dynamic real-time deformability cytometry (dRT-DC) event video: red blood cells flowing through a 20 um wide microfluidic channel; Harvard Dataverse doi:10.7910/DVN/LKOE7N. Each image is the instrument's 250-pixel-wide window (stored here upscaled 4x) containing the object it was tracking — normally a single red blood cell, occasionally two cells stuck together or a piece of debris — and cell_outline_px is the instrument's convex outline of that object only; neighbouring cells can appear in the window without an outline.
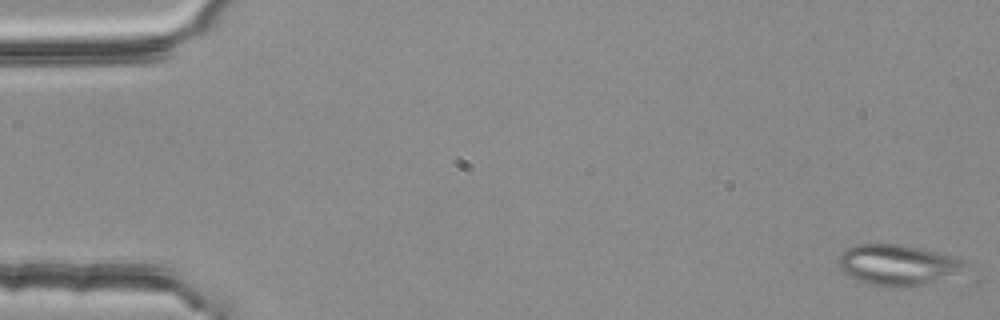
{"species": "common noctule bat (a hibernating species)", "species_latin": "Nyctalus noctula", "temperature_condition": "room temperature", "stored_images_in_passage": 54, "segment_of_instrument_passage": [1, 2], "camera_frame_rate_fps": 3000, "um_per_image_px": 0.085, "animal": {"sex": "female", "body_mass_g": 25.1}, "frame": {"image": 1, "passage_image": 1, "time_ms": 0.0, "image_size_px": [1000, 320], "cell_outline_px": [[968, 264], [924, 284], [908, 288], [896, 288], [868, 284], [844, 272], [836, 264], [840, 252], [844, 248], [856, 244], [904, 244], [952, 256], [964, 260]], "centroid_in_image_um": [76.14, 22.49], "position_along_channel_um": 8.9, "area_um2": 29.42}}